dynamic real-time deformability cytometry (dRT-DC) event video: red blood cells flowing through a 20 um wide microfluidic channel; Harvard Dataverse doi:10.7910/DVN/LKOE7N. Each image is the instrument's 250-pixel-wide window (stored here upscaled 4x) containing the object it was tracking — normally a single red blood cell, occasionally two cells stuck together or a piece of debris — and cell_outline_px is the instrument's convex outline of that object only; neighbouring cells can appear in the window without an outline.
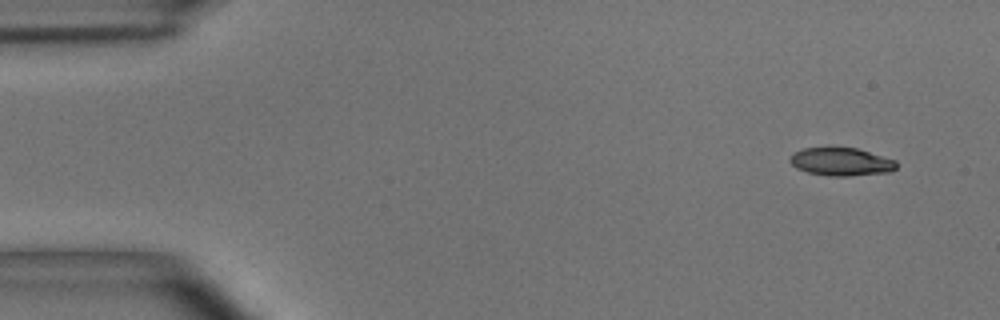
{"species": "common noctule bat (a hibernating species)", "species_latin": "Nyctalus noctula", "temperature_condition": "room temperature", "stored_images_in_passage": 7, "camera_frame_rate_fps": 3000, "um_per_image_px": 0.085, "animal": {"sex": "male", "body_mass_g": 15.6}, "frame": {"image": 1, "passage_image": 1, "time_ms": 0.0, "image_size_px": [1000, 320], "cell_outline_px": [[896, 168], [892, 172], [848, 176], [828, 176], [808, 172], [796, 168], [788, 160], [796, 152], [804, 148], [856, 148], [896, 160]], "centroid_in_image_um": [71.52, 13.76], "position_along_channel_um": 13.5, "area_um2": 17.22}}
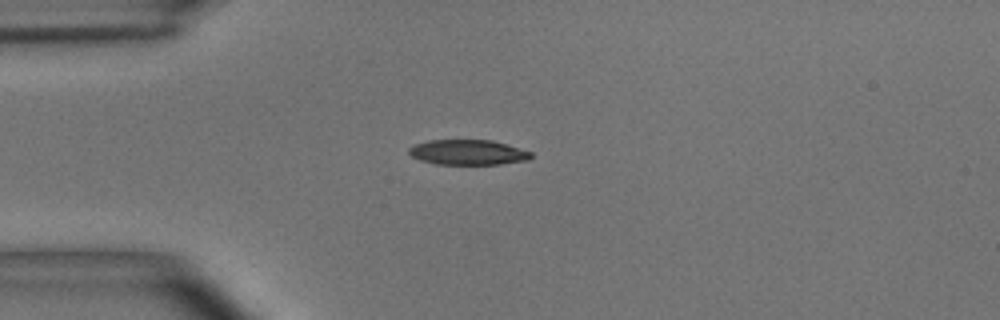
{"frame": {"image": 2, "passage_image": 4, "time_ms": 1.0, "image_size_px": [1000, 320], "cell_outline_px": [[532, 156], [528, 160], [500, 164], [436, 164], [420, 160], [412, 156], [408, 152], [408, 148], [416, 144], [428, 140], [492, 140], [532, 152]], "centroid_in_image_um": [39.76, 12.95], "position_along_channel_um": 45.2, "area_um2": 17.8}}
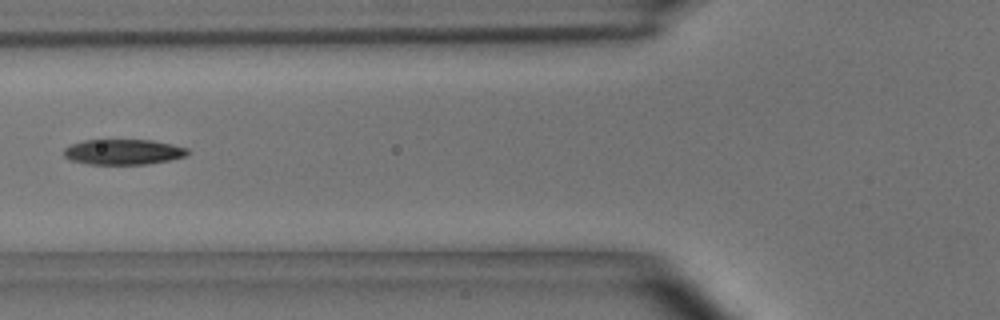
{"frame": {"image": 3, "passage_image": 6, "time_ms": 1.667, "image_size_px": [1000, 320], "cell_outline_px": [[188, 156], [148, 164], [88, 164], [72, 160], [64, 156], [64, 148], [72, 144], [84, 140], [152, 140], [172, 144], [188, 148]], "centroid_in_image_um": [10.5, 12.91], "position_along_channel_um": 115.3, "area_um2": 18.26}}